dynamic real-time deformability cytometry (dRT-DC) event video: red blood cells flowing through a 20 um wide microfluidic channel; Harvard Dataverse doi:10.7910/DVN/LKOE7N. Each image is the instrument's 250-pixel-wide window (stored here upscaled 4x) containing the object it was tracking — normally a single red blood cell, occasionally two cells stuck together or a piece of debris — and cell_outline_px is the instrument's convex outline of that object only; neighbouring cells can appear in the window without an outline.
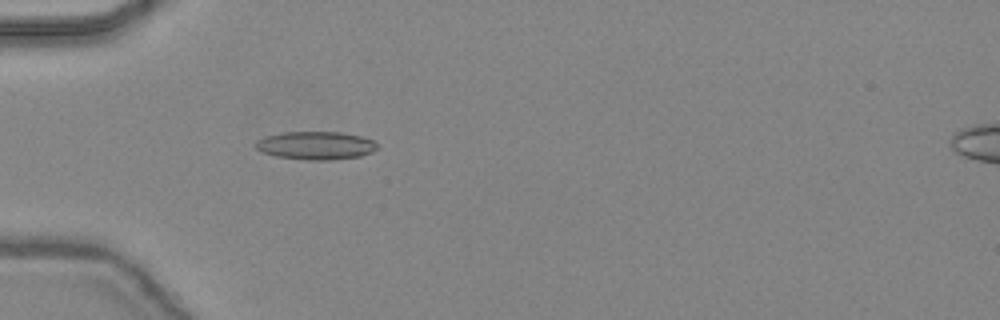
{"species": "common noctule bat (a hibernating species)", "species_latin": "Nyctalus noctula", "temperature_condition": "warm", "stored_images_in_passage": 19, "camera_frame_rate_fps": 3000, "um_per_image_px": 0.085, "animal": {"sex": "female", "body_mass_g": 24.6, "forearm_length_mm": 56.2}, "frame": {"image": 1, "passage_image": 16, "time_ms": 5.0, "image_size_px": [1000, 320], "cell_outline_px": [[376, 148], [372, 152], [360, 156], [328, 160], [308, 160], [276, 156], [264, 152], [256, 148], [256, 140], [264, 136], [284, 132], [340, 132], [360, 136], [372, 140], [376, 144]], "centroid_in_image_um": [26.82, 12.36], "position_along_channel_um": 58.2, "area_um2": 19.71}}